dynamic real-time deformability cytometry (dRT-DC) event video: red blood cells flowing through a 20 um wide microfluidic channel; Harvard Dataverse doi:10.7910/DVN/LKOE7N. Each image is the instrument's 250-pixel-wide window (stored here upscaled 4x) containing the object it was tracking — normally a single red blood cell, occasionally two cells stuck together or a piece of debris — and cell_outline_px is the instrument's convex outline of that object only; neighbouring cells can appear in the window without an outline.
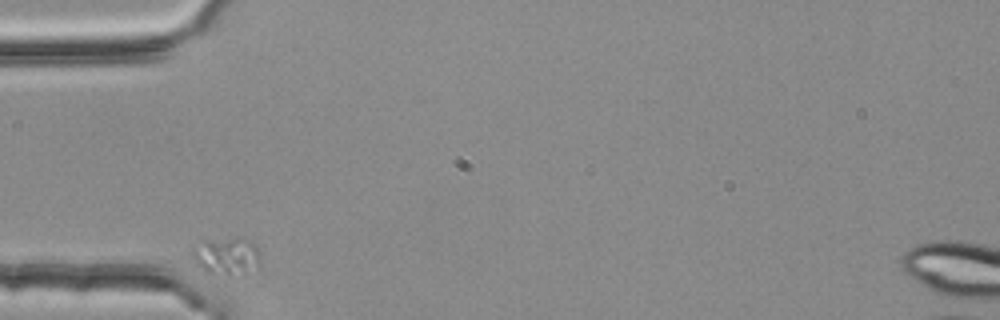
{"species": "common noctule bat (a hibernating species)", "species_latin": "Nyctalus noctula", "temperature_condition": "room temperature", "stored_images_in_passage": 7, "camera_frame_rate_fps": 3000, "um_per_image_px": 0.085, "animal": {"sex": "female", "body_mass_g": 25.1}, "frame": {"image": 1, "passage_image": 4, "time_ms": 1.0, "image_size_px": [1000, 320], "cell_outline_px": [[260, 268], [228, 276], [204, 272], [188, 256], [188, 244], [204, 240], [236, 236], [248, 240], [256, 244], [260, 252]], "centroid_in_image_um": [19.15, 21.73], "position_along_channel_um": 65.8, "area_um2": 16.13}}